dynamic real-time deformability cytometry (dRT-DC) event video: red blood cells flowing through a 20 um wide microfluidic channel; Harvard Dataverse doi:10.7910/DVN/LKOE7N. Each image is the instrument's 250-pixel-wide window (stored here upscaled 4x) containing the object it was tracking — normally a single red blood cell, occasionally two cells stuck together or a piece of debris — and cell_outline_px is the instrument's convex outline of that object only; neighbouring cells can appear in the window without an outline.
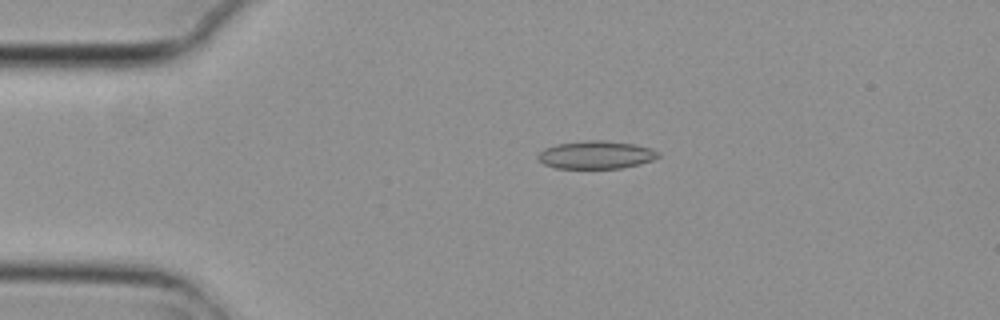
{"species": "common noctule bat (a hibernating species)", "species_latin": "Nyctalus noctula", "temperature_condition": "cold", "stored_images_in_passage": 4, "camera_frame_rate_fps": 3000, "um_per_image_px": 0.085, "animal": {"sex": "female", "body_mass_g": 29.2, "forearm_length_mm": 56.3}, "frame": {"image": 1, "passage_image": 3, "time_ms": 0.667, "image_size_px": [1000, 320], "cell_outline_px": [[660, 156], [652, 160], [640, 164], [620, 168], [556, 168], [544, 164], [536, 160], [536, 156], [544, 148], [556, 144], [584, 140], [604, 140], [636, 144], [652, 148], [660, 152]], "centroid_in_image_um": [50.66, 13.15], "position_along_channel_um": 34.3, "area_um2": 19.83}}